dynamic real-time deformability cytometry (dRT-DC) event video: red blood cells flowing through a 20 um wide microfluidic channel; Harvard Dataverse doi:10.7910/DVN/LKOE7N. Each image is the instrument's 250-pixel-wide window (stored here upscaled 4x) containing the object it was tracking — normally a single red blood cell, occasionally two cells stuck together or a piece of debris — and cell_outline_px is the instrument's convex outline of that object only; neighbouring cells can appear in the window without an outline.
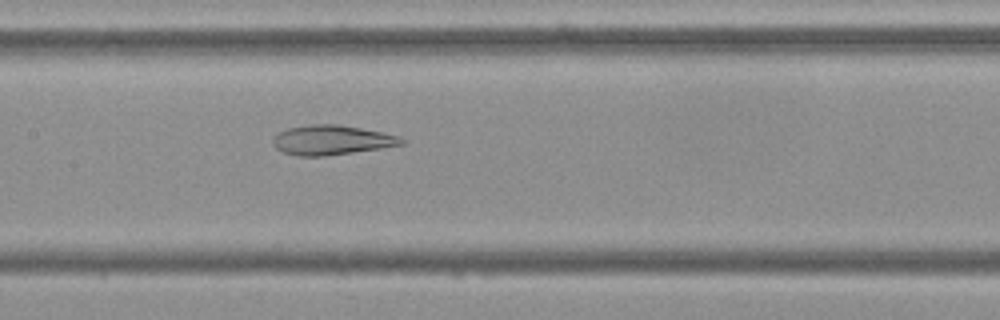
{"species": "Egyptian fruit bat (a non-hibernating species)", "species_latin": "Rousettus aegyptiacus", "temperature_condition": "cold", "stored_images_in_passage": 45, "camera_frame_rate_fps": 3000, "um_per_image_px": 0.085, "frame": {"image": 1, "passage_image": 17, "time_ms": 5.333, "image_size_px": [1000, 320], "cell_outline_px": [[408, 140], [404, 144], [380, 148], [324, 156], [296, 156], [284, 152], [276, 148], [272, 144], [272, 140], [280, 132], [288, 128], [312, 124], [336, 124], [360, 128], [380, 132], [396, 136]], "centroid_in_image_um": [28.17, 11.91], "position_along_channel_um": 179.2, "area_um2": 21.91}}
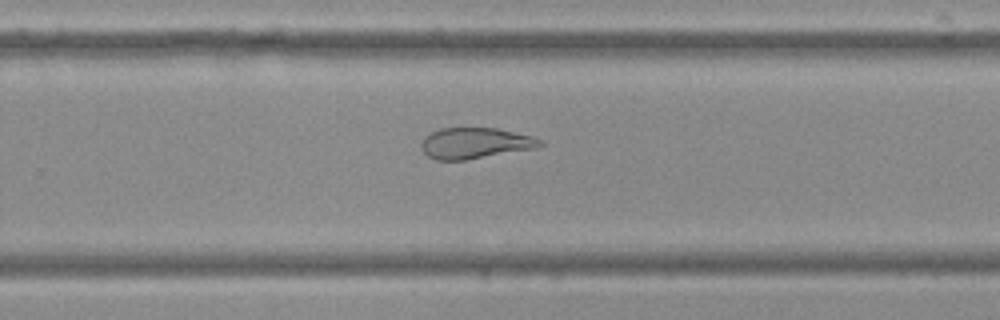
{"frame": {"image": 2, "passage_image": 26, "time_ms": 8.333, "image_size_px": [1000, 320], "cell_outline_px": [[544, 144], [536, 148], [464, 160], [436, 160], [428, 156], [420, 148], [420, 144], [424, 136], [440, 128], [496, 128], [532, 136], [544, 140]], "centroid_in_image_um": [40.37, 12.17], "position_along_channel_um": 289.4, "area_um2": 21.44}}
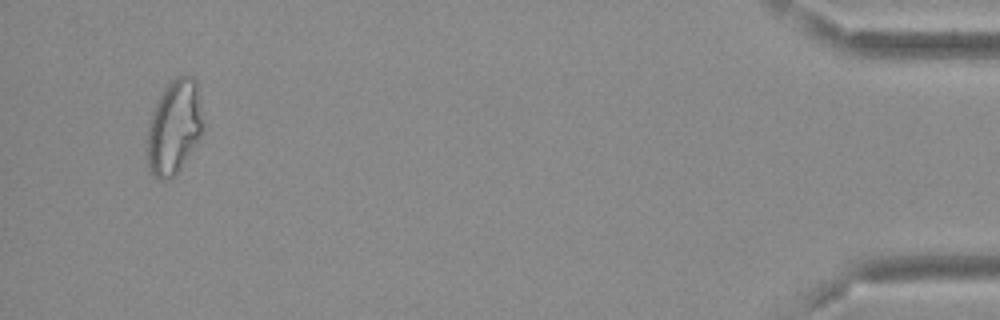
{"frame": {"image": 3, "passage_image": 43, "time_ms": 14.0, "image_size_px": [1000, 320], "cell_outline_px": [[200, 136], [180, 168], [168, 180], [160, 180], [152, 176], [148, 168], [144, 140], [148, 124], [152, 112], [164, 88], [176, 76], [196, 76], [200, 96]], "centroid_in_image_um": [14.73, 10.82], "position_along_channel_um": 420.5, "area_um2": 30.69}, "authors_computed_cell_mechanics": {"area_um2": 25.6632, "velocity_mm_per_s": 3.6872, "shape_relaxation_time_tau1_ms": null, "shape_relaxation_time_tau2_ms": 2.2607, "deformation_change_tau1": null, "deformation_change_tau2": 0.0984}}